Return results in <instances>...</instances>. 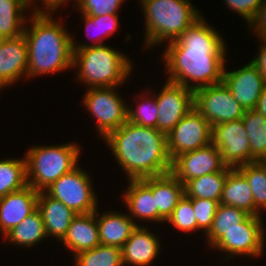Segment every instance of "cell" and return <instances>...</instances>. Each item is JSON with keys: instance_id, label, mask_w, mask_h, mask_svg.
Segmentation results:
<instances>
[{"instance_id": "22", "label": "cell", "mask_w": 266, "mask_h": 266, "mask_svg": "<svg viewBox=\"0 0 266 266\" xmlns=\"http://www.w3.org/2000/svg\"><path fill=\"white\" fill-rule=\"evenodd\" d=\"M105 211L101 214L96 210L99 240L101 245L122 248L130 238L132 231L140 226L127 213Z\"/></svg>"}, {"instance_id": "38", "label": "cell", "mask_w": 266, "mask_h": 266, "mask_svg": "<svg viewBox=\"0 0 266 266\" xmlns=\"http://www.w3.org/2000/svg\"><path fill=\"white\" fill-rule=\"evenodd\" d=\"M264 0H224L230 11H235L237 16L239 15L244 19L247 25L255 17L259 6Z\"/></svg>"}, {"instance_id": "20", "label": "cell", "mask_w": 266, "mask_h": 266, "mask_svg": "<svg viewBox=\"0 0 266 266\" xmlns=\"http://www.w3.org/2000/svg\"><path fill=\"white\" fill-rule=\"evenodd\" d=\"M61 244L73 256L79 252L93 249L100 244L96 211L89 214H77L64 236Z\"/></svg>"}, {"instance_id": "41", "label": "cell", "mask_w": 266, "mask_h": 266, "mask_svg": "<svg viewBox=\"0 0 266 266\" xmlns=\"http://www.w3.org/2000/svg\"><path fill=\"white\" fill-rule=\"evenodd\" d=\"M259 41L262 45L259 44V52L250 60V63L259 71L266 81V38H258V42Z\"/></svg>"}, {"instance_id": "23", "label": "cell", "mask_w": 266, "mask_h": 266, "mask_svg": "<svg viewBox=\"0 0 266 266\" xmlns=\"http://www.w3.org/2000/svg\"><path fill=\"white\" fill-rule=\"evenodd\" d=\"M151 191L159 213V223H164L185 195L184 184L169 172L151 177Z\"/></svg>"}, {"instance_id": "13", "label": "cell", "mask_w": 266, "mask_h": 266, "mask_svg": "<svg viewBox=\"0 0 266 266\" xmlns=\"http://www.w3.org/2000/svg\"><path fill=\"white\" fill-rule=\"evenodd\" d=\"M158 106L157 129L166 135L192 109H194V92L187 87L166 80L157 94L150 91Z\"/></svg>"}, {"instance_id": "5", "label": "cell", "mask_w": 266, "mask_h": 266, "mask_svg": "<svg viewBox=\"0 0 266 266\" xmlns=\"http://www.w3.org/2000/svg\"><path fill=\"white\" fill-rule=\"evenodd\" d=\"M145 20L142 48L177 40L202 13L190 0H138ZM164 41V42H163Z\"/></svg>"}, {"instance_id": "27", "label": "cell", "mask_w": 266, "mask_h": 266, "mask_svg": "<svg viewBox=\"0 0 266 266\" xmlns=\"http://www.w3.org/2000/svg\"><path fill=\"white\" fill-rule=\"evenodd\" d=\"M231 169L225 166L221 171L187 181L184 184L185 196L188 198L210 199L220 203L224 183Z\"/></svg>"}, {"instance_id": "28", "label": "cell", "mask_w": 266, "mask_h": 266, "mask_svg": "<svg viewBox=\"0 0 266 266\" xmlns=\"http://www.w3.org/2000/svg\"><path fill=\"white\" fill-rule=\"evenodd\" d=\"M250 214L237 207L218 204L213 224L205 235L206 244L212 247L227 231L239 227Z\"/></svg>"}, {"instance_id": "21", "label": "cell", "mask_w": 266, "mask_h": 266, "mask_svg": "<svg viewBox=\"0 0 266 266\" xmlns=\"http://www.w3.org/2000/svg\"><path fill=\"white\" fill-rule=\"evenodd\" d=\"M38 210L42 214L47 239L54 237L61 242L77 214L45 191L39 192Z\"/></svg>"}, {"instance_id": "26", "label": "cell", "mask_w": 266, "mask_h": 266, "mask_svg": "<svg viewBox=\"0 0 266 266\" xmlns=\"http://www.w3.org/2000/svg\"><path fill=\"white\" fill-rule=\"evenodd\" d=\"M7 243L31 249L47 238L42 214L37 209L27 216L4 237Z\"/></svg>"}, {"instance_id": "36", "label": "cell", "mask_w": 266, "mask_h": 266, "mask_svg": "<svg viewBox=\"0 0 266 266\" xmlns=\"http://www.w3.org/2000/svg\"><path fill=\"white\" fill-rule=\"evenodd\" d=\"M125 0H77L75 9L89 16L118 15Z\"/></svg>"}, {"instance_id": "34", "label": "cell", "mask_w": 266, "mask_h": 266, "mask_svg": "<svg viewBox=\"0 0 266 266\" xmlns=\"http://www.w3.org/2000/svg\"><path fill=\"white\" fill-rule=\"evenodd\" d=\"M146 90L141 95L135 96L136 108L128 105L127 121L147 128H157L158 106L156 98L152 93L148 92L147 88ZM137 101L140 102L137 103Z\"/></svg>"}, {"instance_id": "18", "label": "cell", "mask_w": 266, "mask_h": 266, "mask_svg": "<svg viewBox=\"0 0 266 266\" xmlns=\"http://www.w3.org/2000/svg\"><path fill=\"white\" fill-rule=\"evenodd\" d=\"M149 227L137 226L121 248L123 266H150L161 252L159 236Z\"/></svg>"}, {"instance_id": "29", "label": "cell", "mask_w": 266, "mask_h": 266, "mask_svg": "<svg viewBox=\"0 0 266 266\" xmlns=\"http://www.w3.org/2000/svg\"><path fill=\"white\" fill-rule=\"evenodd\" d=\"M243 123L251 147V162L266 160V118L255 109L246 110Z\"/></svg>"}, {"instance_id": "31", "label": "cell", "mask_w": 266, "mask_h": 266, "mask_svg": "<svg viewBox=\"0 0 266 266\" xmlns=\"http://www.w3.org/2000/svg\"><path fill=\"white\" fill-rule=\"evenodd\" d=\"M237 169L246 177L251 188L255 216H261V212L266 210V165L262 161H255Z\"/></svg>"}, {"instance_id": "39", "label": "cell", "mask_w": 266, "mask_h": 266, "mask_svg": "<svg viewBox=\"0 0 266 266\" xmlns=\"http://www.w3.org/2000/svg\"><path fill=\"white\" fill-rule=\"evenodd\" d=\"M247 27L253 30L252 33L256 34L257 38H266V0L259 6L255 17Z\"/></svg>"}, {"instance_id": "3", "label": "cell", "mask_w": 266, "mask_h": 266, "mask_svg": "<svg viewBox=\"0 0 266 266\" xmlns=\"http://www.w3.org/2000/svg\"><path fill=\"white\" fill-rule=\"evenodd\" d=\"M29 14L23 33L28 49L27 79L73 69L74 37L61 18L60 22L52 14Z\"/></svg>"}, {"instance_id": "1", "label": "cell", "mask_w": 266, "mask_h": 266, "mask_svg": "<svg viewBox=\"0 0 266 266\" xmlns=\"http://www.w3.org/2000/svg\"><path fill=\"white\" fill-rule=\"evenodd\" d=\"M219 32L202 15L177 40L169 42L162 54L167 80L193 92L222 83L228 46Z\"/></svg>"}, {"instance_id": "40", "label": "cell", "mask_w": 266, "mask_h": 266, "mask_svg": "<svg viewBox=\"0 0 266 266\" xmlns=\"http://www.w3.org/2000/svg\"><path fill=\"white\" fill-rule=\"evenodd\" d=\"M42 3V8L40 5H36L35 0H28L29 2V7L30 11L35 14H53L57 9L59 10V7H63L64 4L68 3L69 1L72 0H41ZM75 3L73 5H76L77 0H73ZM35 3V4H34ZM34 5V6H33ZM33 7V8H32Z\"/></svg>"}, {"instance_id": "17", "label": "cell", "mask_w": 266, "mask_h": 266, "mask_svg": "<svg viewBox=\"0 0 266 266\" xmlns=\"http://www.w3.org/2000/svg\"><path fill=\"white\" fill-rule=\"evenodd\" d=\"M39 192L30 185L0 198V231L3 237L38 209Z\"/></svg>"}, {"instance_id": "25", "label": "cell", "mask_w": 266, "mask_h": 266, "mask_svg": "<svg viewBox=\"0 0 266 266\" xmlns=\"http://www.w3.org/2000/svg\"><path fill=\"white\" fill-rule=\"evenodd\" d=\"M26 10H30L28 0H0V36L3 39L24 33L28 18Z\"/></svg>"}, {"instance_id": "19", "label": "cell", "mask_w": 266, "mask_h": 266, "mask_svg": "<svg viewBox=\"0 0 266 266\" xmlns=\"http://www.w3.org/2000/svg\"><path fill=\"white\" fill-rule=\"evenodd\" d=\"M122 201L128 209L129 217L134 221L144 220L159 224V213L151 191V177L130 179Z\"/></svg>"}, {"instance_id": "9", "label": "cell", "mask_w": 266, "mask_h": 266, "mask_svg": "<svg viewBox=\"0 0 266 266\" xmlns=\"http://www.w3.org/2000/svg\"><path fill=\"white\" fill-rule=\"evenodd\" d=\"M264 225L262 216L249 215L239 227L227 231L211 248L225 252L227 255L224 257L228 261L238 255L251 258L263 256L266 239Z\"/></svg>"}, {"instance_id": "10", "label": "cell", "mask_w": 266, "mask_h": 266, "mask_svg": "<svg viewBox=\"0 0 266 266\" xmlns=\"http://www.w3.org/2000/svg\"><path fill=\"white\" fill-rule=\"evenodd\" d=\"M194 108L212 127L220 123L242 119L246 112L223 82L196 90L194 92Z\"/></svg>"}, {"instance_id": "2", "label": "cell", "mask_w": 266, "mask_h": 266, "mask_svg": "<svg viewBox=\"0 0 266 266\" xmlns=\"http://www.w3.org/2000/svg\"><path fill=\"white\" fill-rule=\"evenodd\" d=\"M127 174V179H143L171 172L167 135L157 128H147L126 121L105 139Z\"/></svg>"}, {"instance_id": "8", "label": "cell", "mask_w": 266, "mask_h": 266, "mask_svg": "<svg viewBox=\"0 0 266 266\" xmlns=\"http://www.w3.org/2000/svg\"><path fill=\"white\" fill-rule=\"evenodd\" d=\"M79 164L70 172L57 179L45 192L52 198L61 201L75 214H89L98 207L97 194L93 181Z\"/></svg>"}, {"instance_id": "33", "label": "cell", "mask_w": 266, "mask_h": 266, "mask_svg": "<svg viewBox=\"0 0 266 266\" xmlns=\"http://www.w3.org/2000/svg\"><path fill=\"white\" fill-rule=\"evenodd\" d=\"M74 266H123L121 248L99 244L73 256Z\"/></svg>"}, {"instance_id": "7", "label": "cell", "mask_w": 266, "mask_h": 266, "mask_svg": "<svg viewBox=\"0 0 266 266\" xmlns=\"http://www.w3.org/2000/svg\"><path fill=\"white\" fill-rule=\"evenodd\" d=\"M118 87L86 89L81 105L96 119L98 136L104 140L127 121L128 104L123 101Z\"/></svg>"}, {"instance_id": "35", "label": "cell", "mask_w": 266, "mask_h": 266, "mask_svg": "<svg viewBox=\"0 0 266 266\" xmlns=\"http://www.w3.org/2000/svg\"><path fill=\"white\" fill-rule=\"evenodd\" d=\"M166 223L171 224L178 231L190 233L197 232V219L194 214L192 201L187 197L177 203Z\"/></svg>"}, {"instance_id": "42", "label": "cell", "mask_w": 266, "mask_h": 266, "mask_svg": "<svg viewBox=\"0 0 266 266\" xmlns=\"http://www.w3.org/2000/svg\"><path fill=\"white\" fill-rule=\"evenodd\" d=\"M255 110L266 118V85L264 86L262 94L258 99Z\"/></svg>"}, {"instance_id": "37", "label": "cell", "mask_w": 266, "mask_h": 266, "mask_svg": "<svg viewBox=\"0 0 266 266\" xmlns=\"http://www.w3.org/2000/svg\"><path fill=\"white\" fill-rule=\"evenodd\" d=\"M192 201L195 217L197 219V230L202 231L204 236L209 232L218 202L210 199L189 198Z\"/></svg>"}, {"instance_id": "6", "label": "cell", "mask_w": 266, "mask_h": 266, "mask_svg": "<svg viewBox=\"0 0 266 266\" xmlns=\"http://www.w3.org/2000/svg\"><path fill=\"white\" fill-rule=\"evenodd\" d=\"M80 147L74 142L29 147L25 153L28 185L38 192L47 190L79 164Z\"/></svg>"}, {"instance_id": "16", "label": "cell", "mask_w": 266, "mask_h": 266, "mask_svg": "<svg viewBox=\"0 0 266 266\" xmlns=\"http://www.w3.org/2000/svg\"><path fill=\"white\" fill-rule=\"evenodd\" d=\"M28 49L24 34L0 42V91L27 78Z\"/></svg>"}, {"instance_id": "24", "label": "cell", "mask_w": 266, "mask_h": 266, "mask_svg": "<svg viewBox=\"0 0 266 266\" xmlns=\"http://www.w3.org/2000/svg\"><path fill=\"white\" fill-rule=\"evenodd\" d=\"M220 204L237 207L255 216V205L246 177L236 168L228 172Z\"/></svg>"}, {"instance_id": "15", "label": "cell", "mask_w": 266, "mask_h": 266, "mask_svg": "<svg viewBox=\"0 0 266 266\" xmlns=\"http://www.w3.org/2000/svg\"><path fill=\"white\" fill-rule=\"evenodd\" d=\"M222 82L245 110L255 109L266 85L265 79L250 62L236 70L227 71L225 67Z\"/></svg>"}, {"instance_id": "11", "label": "cell", "mask_w": 266, "mask_h": 266, "mask_svg": "<svg viewBox=\"0 0 266 266\" xmlns=\"http://www.w3.org/2000/svg\"><path fill=\"white\" fill-rule=\"evenodd\" d=\"M212 143V126L196 109L185 115L167 135L171 161L177 156Z\"/></svg>"}, {"instance_id": "14", "label": "cell", "mask_w": 266, "mask_h": 266, "mask_svg": "<svg viewBox=\"0 0 266 266\" xmlns=\"http://www.w3.org/2000/svg\"><path fill=\"white\" fill-rule=\"evenodd\" d=\"M224 167L220 150L211 143L177 156L172 161L171 173L185 184L193 178L221 171Z\"/></svg>"}, {"instance_id": "12", "label": "cell", "mask_w": 266, "mask_h": 266, "mask_svg": "<svg viewBox=\"0 0 266 266\" xmlns=\"http://www.w3.org/2000/svg\"><path fill=\"white\" fill-rule=\"evenodd\" d=\"M212 143L221 152L223 164L236 169L251 163V147L242 119L212 127Z\"/></svg>"}, {"instance_id": "32", "label": "cell", "mask_w": 266, "mask_h": 266, "mask_svg": "<svg viewBox=\"0 0 266 266\" xmlns=\"http://www.w3.org/2000/svg\"><path fill=\"white\" fill-rule=\"evenodd\" d=\"M82 20L84 21V26L86 33L90 29L92 31L95 29L97 31V38H94L95 41L92 40L94 43L88 44L85 42L76 43L75 39H72V48L73 49H83L88 46H100L105 45L103 40L107 37L113 35L116 31H118L119 27V15H104V16H89L87 14L81 13ZM90 32V31H89ZM95 32V31H94ZM90 34V33H89ZM89 38V37H88Z\"/></svg>"}, {"instance_id": "30", "label": "cell", "mask_w": 266, "mask_h": 266, "mask_svg": "<svg viewBox=\"0 0 266 266\" xmlns=\"http://www.w3.org/2000/svg\"><path fill=\"white\" fill-rule=\"evenodd\" d=\"M28 185L26 158L0 160V198Z\"/></svg>"}, {"instance_id": "4", "label": "cell", "mask_w": 266, "mask_h": 266, "mask_svg": "<svg viewBox=\"0 0 266 266\" xmlns=\"http://www.w3.org/2000/svg\"><path fill=\"white\" fill-rule=\"evenodd\" d=\"M124 52L105 45L73 49L72 67L87 89L121 86L127 83L135 67Z\"/></svg>"}]
</instances>
